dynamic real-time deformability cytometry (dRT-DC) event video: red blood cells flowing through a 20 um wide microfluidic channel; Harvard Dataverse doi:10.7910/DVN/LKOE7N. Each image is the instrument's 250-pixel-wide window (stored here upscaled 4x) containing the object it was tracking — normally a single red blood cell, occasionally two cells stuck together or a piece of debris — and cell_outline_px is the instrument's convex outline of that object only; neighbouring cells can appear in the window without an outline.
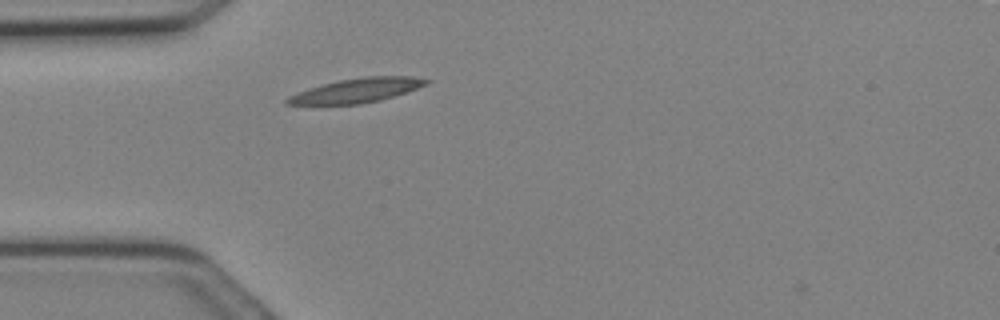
{"species": "Egyptian fruit bat (a non-hibernating species)", "species_latin": "Rousettus aegyptiacus", "temperature_condition": "cold", "stored_images_in_passage": 2, "camera_frame_rate_fps": 3000, "um_per_image_px": 0.085, "animal": {"sex": "female"}, "frame": {"image": 1, "passage_image": 1, "time_ms": 0.0, "image_size_px": [1000, 320], "cell_outline_px": [[432, 80], [428, 84], [380, 100], [360, 104], [284, 104], [284, 100], [288, 96], [296, 92], [324, 84], [340, 80], [364, 76], [412, 76]], "centroid_in_image_um": [30.31, 7.68], "position_along_channel_um": 54.7, "area_um2": 19.42}}